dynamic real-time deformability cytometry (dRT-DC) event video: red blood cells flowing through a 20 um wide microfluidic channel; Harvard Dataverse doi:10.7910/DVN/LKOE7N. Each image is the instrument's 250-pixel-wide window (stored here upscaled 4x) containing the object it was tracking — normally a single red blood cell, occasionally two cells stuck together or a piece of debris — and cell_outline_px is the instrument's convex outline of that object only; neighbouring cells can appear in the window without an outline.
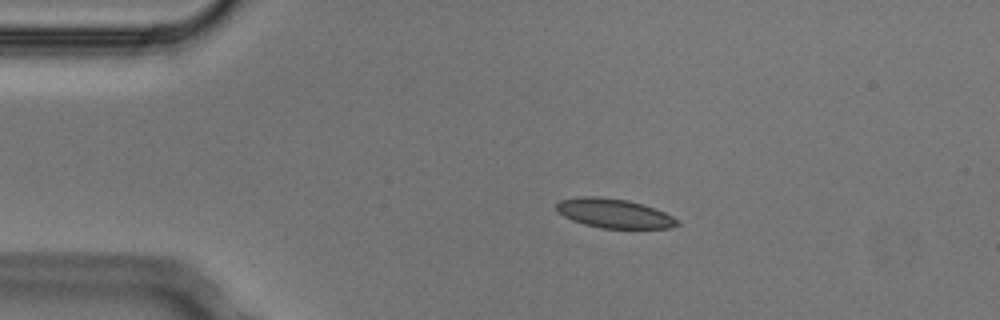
{"species": "Egyptian fruit bat (a non-hibernating species)", "species_latin": "Rousettus aegyptiacus", "temperature_condition": "cold", "stored_images_in_passage": 4, "camera_frame_rate_fps": 3000, "um_per_image_px": 0.085, "animal": {"sex": "male"}, "frame": {"image": 1, "passage_image": 1, "time_ms": 0.0, "image_size_px": [1000, 320], "cell_outline_px": [[680, 224], [668, 228], [600, 228], [584, 224], [572, 220], [556, 212], [556, 204], [560, 200], [580, 196], [600, 196], [628, 200], [664, 212], [680, 220]], "centroid_in_image_um": [52.16, 18.13], "position_along_channel_um": 32.8, "area_um2": 20.58}}
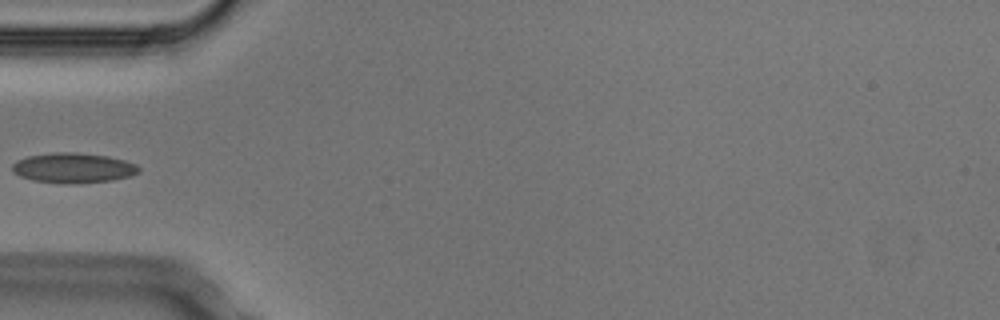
{"frame": {"image": 2, "passage_image": 3, "time_ms": 0.667, "image_size_px": [1000, 320], "cell_outline_px": [[140, 172], [128, 176], [112, 180], [68, 184], [32, 180], [20, 176], [12, 172], [12, 164], [16, 160], [28, 156], [56, 152], [76, 152], [108, 156], [124, 160], [136, 164], [140, 168]], "centroid_in_image_um": [6.21, 14.27], "position_along_channel_um": 78.8, "area_um2": 22.14}}
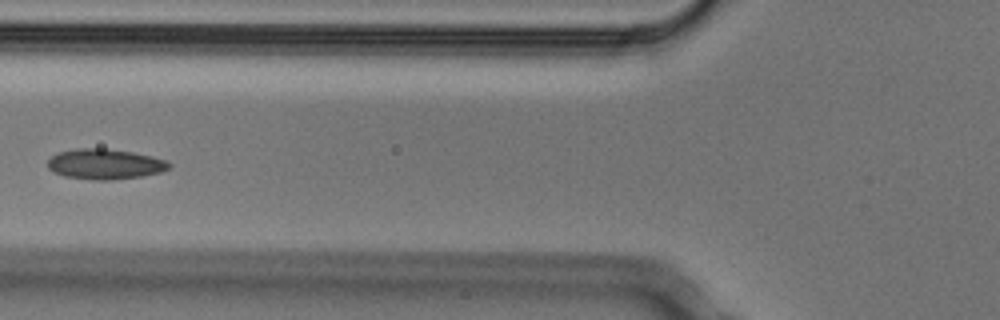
{"frame": {"image": 3, "passage_image": 4, "time_ms": 1.0, "image_size_px": [1000, 320], "cell_outline_px": [[172, 164], [168, 168], [160, 172], [140, 176], [112, 180], [92, 180], [64, 176], [52, 172], [48, 168], [48, 160], [52, 156], [60, 152], [76, 148], [104, 148], [132, 152], [152, 156], [168, 160]], "centroid_in_image_um": [8.91, 13.95], "position_along_channel_um": 116.9, "area_um2": 21.5}}